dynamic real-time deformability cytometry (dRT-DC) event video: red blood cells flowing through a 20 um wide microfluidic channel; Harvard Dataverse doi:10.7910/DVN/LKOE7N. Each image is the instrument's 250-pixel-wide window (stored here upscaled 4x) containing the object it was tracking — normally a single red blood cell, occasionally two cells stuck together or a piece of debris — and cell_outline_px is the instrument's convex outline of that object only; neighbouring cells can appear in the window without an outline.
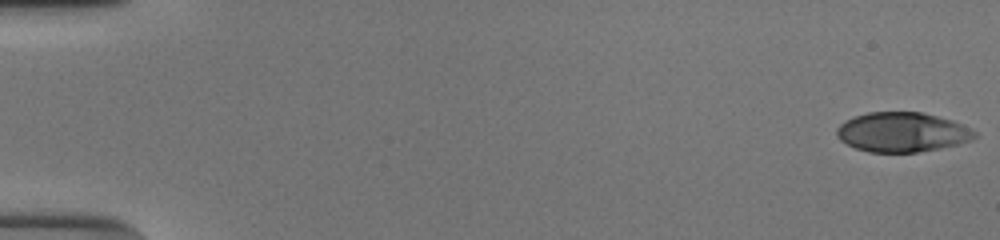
{"species": "human", "species_latin": "Homo sapiens", "temperature_condition": "cold", "stored_images_in_passage": 52, "camera_frame_rate_fps": 3000, "um_per_image_px": 0.085, "donor": {"sex": "male"}, "frame": {"image": 1, "passage_image": 1, "time_ms": 0.0, "image_size_px": [1000, 240], "cell_outline_px": [[976, 136], [968, 140], [956, 144], [916, 152], [868, 152], [856, 148], [840, 140], [836, 136], [836, 128], [844, 120], [852, 116], [868, 112], [920, 112], [952, 120], [976, 132]], "centroid_in_image_um": [76.59, 11.22], "position_along_channel_um": 8.4, "area_um2": 31.5}}
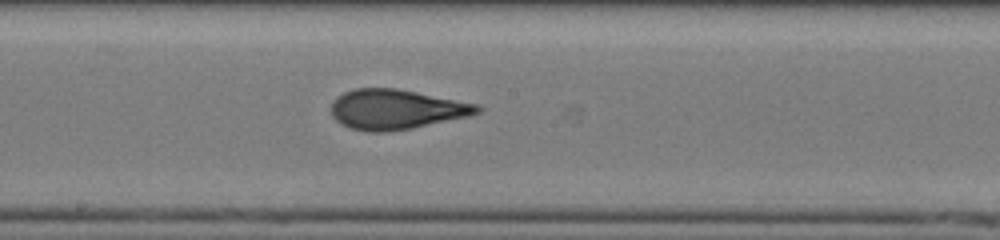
{"frame": {"image": 2, "passage_image": 30, "time_ms": 9.667, "image_size_px": [1000, 240], "cell_outline_px": [[484, 108], [480, 112], [468, 116], [412, 128], [384, 132], [368, 132], [348, 128], [340, 124], [332, 116], [332, 100], [336, 96], [352, 88], [396, 88], [480, 104]], "centroid_in_image_um": [33.66, 9.29], "position_along_channel_um": 214.5, "area_um2": 34.22}}
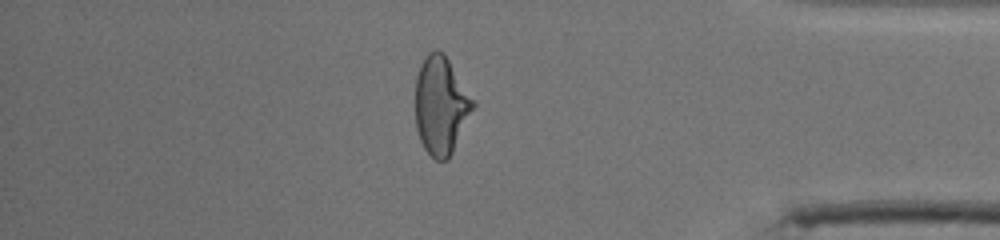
{"frame": {"image": 3, "passage_image": 46, "time_ms": 15.0, "image_size_px": [1000, 240], "cell_outline_px": [[476, 104], [448, 160], [436, 160], [424, 148], [420, 140], [416, 128], [416, 76], [420, 64], [428, 52], [436, 48], [444, 52], [476, 100]], "centroid_in_image_um": [37.5, 8.91], "position_along_channel_um": 397.7, "area_um2": 33.23}}